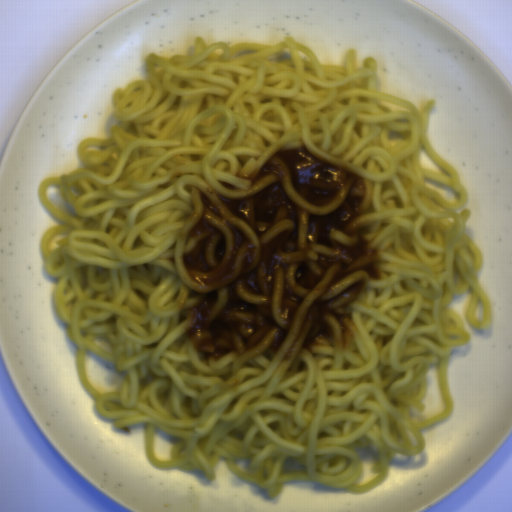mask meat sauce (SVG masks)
Here are the masks:
<instances>
[{"mask_svg": "<svg viewBox=\"0 0 512 512\" xmlns=\"http://www.w3.org/2000/svg\"><path fill=\"white\" fill-rule=\"evenodd\" d=\"M199 197L181 259L193 290L184 330L201 356L349 350L348 307L382 279L360 233L366 182L302 145L267 157L246 185L217 179Z\"/></svg>", "mask_w": 512, "mask_h": 512, "instance_id": "obj_1", "label": "meat sauce"}]
</instances>
